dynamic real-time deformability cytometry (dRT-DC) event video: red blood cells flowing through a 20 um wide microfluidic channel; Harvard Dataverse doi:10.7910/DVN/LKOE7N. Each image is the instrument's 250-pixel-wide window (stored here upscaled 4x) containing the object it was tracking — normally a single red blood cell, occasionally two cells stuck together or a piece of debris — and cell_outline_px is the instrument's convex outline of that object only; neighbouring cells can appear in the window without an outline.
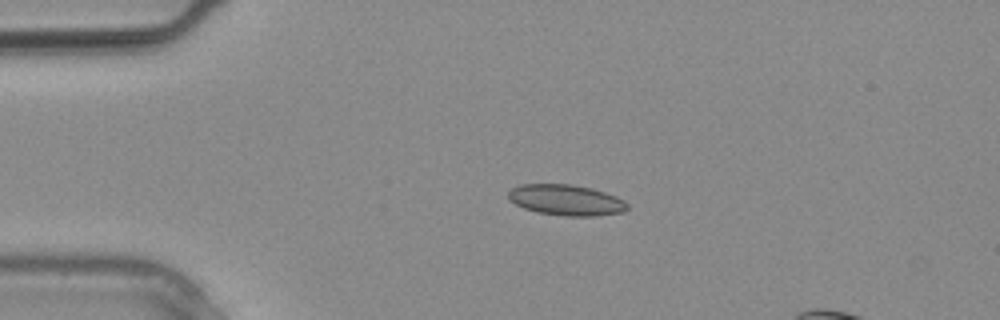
{"species": "common noctule bat (a hibernating species)", "species_latin": "Nyctalus noctula", "temperature_condition": "warm", "stored_images_in_passage": 4, "camera_frame_rate_fps": 3000, "um_per_image_px": 0.085, "animal": {"sex": "male", "body_mass_g": 20.4}, "frame": {"image": 1, "passage_image": 2, "time_ms": 0.333, "image_size_px": [1000, 320], "cell_outline_px": [[628, 208], [624, 212], [596, 216], [564, 216], [536, 212], [524, 208], [508, 200], [508, 192], [512, 188], [520, 184], [572, 184], [592, 188], [616, 196], [624, 200], [628, 204]], "centroid_in_image_um": [48.12, 17.0], "position_along_channel_um": 36.9, "area_um2": 21.56}}
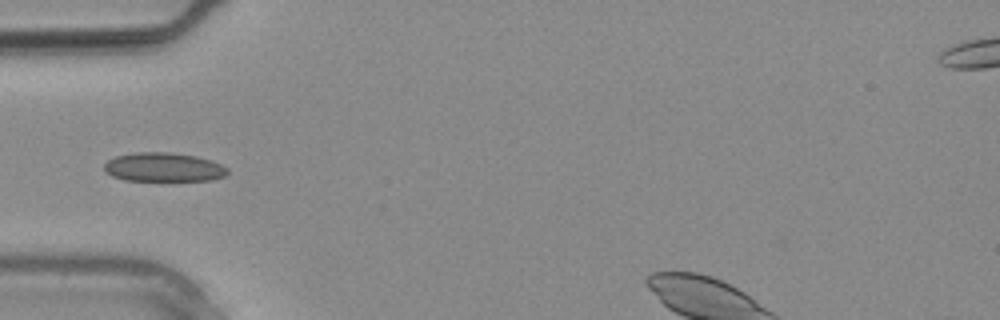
{"frame": {"image": 2, "passage_image": 3, "time_ms": 0.667, "image_size_px": [1000, 320], "cell_outline_px": [[228, 172], [224, 176], [212, 180], [124, 180], [112, 176], [104, 168], [104, 164], [108, 160], [116, 156], [132, 152], [168, 152], [196, 156], [212, 160], [228, 168]], "centroid_in_image_um": [13.91, 14.2], "position_along_channel_um": 71.1, "area_um2": 20.75}}